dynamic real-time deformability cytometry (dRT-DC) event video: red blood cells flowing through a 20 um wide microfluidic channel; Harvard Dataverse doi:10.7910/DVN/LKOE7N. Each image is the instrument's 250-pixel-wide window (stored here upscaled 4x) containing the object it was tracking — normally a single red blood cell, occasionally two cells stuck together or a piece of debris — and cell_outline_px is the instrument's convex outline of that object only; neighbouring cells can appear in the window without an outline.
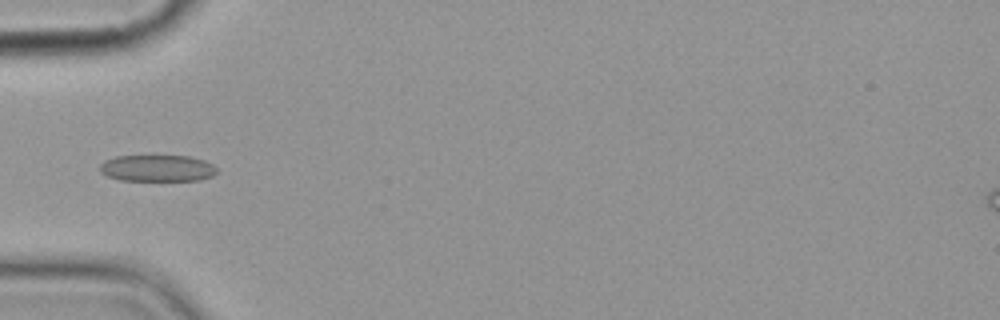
{"species": "common noctule bat (a hibernating species)", "species_latin": "Nyctalus noctula", "temperature_condition": "cold", "stored_images_in_passage": 6, "camera_frame_rate_fps": 3000, "um_per_image_px": 0.085, "animal": {"sex": "female", "body_mass_g": 19.9}, "frame": {"image": 1, "passage_image": 6, "time_ms": 6.0, "image_size_px": [1000, 320], "cell_outline_px": [[216, 172], [212, 176], [200, 180], [120, 180], [108, 176], [100, 172], [100, 164], [104, 160], [116, 156], [152, 152], [188, 156], [204, 160], [212, 164], [216, 168]], "centroid_in_image_um": [13.33, 14.23], "position_along_channel_um": 71.7, "area_um2": 19.07}}